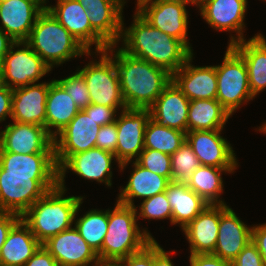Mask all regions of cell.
<instances>
[{"mask_svg": "<svg viewBox=\"0 0 266 266\" xmlns=\"http://www.w3.org/2000/svg\"><path fill=\"white\" fill-rule=\"evenodd\" d=\"M96 147L115 154L117 147V126L112 122L100 127Z\"/></svg>", "mask_w": 266, "mask_h": 266, "instance_id": "40", "label": "cell"}, {"mask_svg": "<svg viewBox=\"0 0 266 266\" xmlns=\"http://www.w3.org/2000/svg\"><path fill=\"white\" fill-rule=\"evenodd\" d=\"M79 111L80 109L75 105L66 90L56 79L51 80L46 100L45 128L47 132L53 138L56 137Z\"/></svg>", "mask_w": 266, "mask_h": 266, "instance_id": "29", "label": "cell"}, {"mask_svg": "<svg viewBox=\"0 0 266 266\" xmlns=\"http://www.w3.org/2000/svg\"><path fill=\"white\" fill-rule=\"evenodd\" d=\"M140 212L137 213V218L143 219H170L172 224V209L168 201L166 192H161L151 198L143 200L141 203Z\"/></svg>", "mask_w": 266, "mask_h": 266, "instance_id": "37", "label": "cell"}, {"mask_svg": "<svg viewBox=\"0 0 266 266\" xmlns=\"http://www.w3.org/2000/svg\"><path fill=\"white\" fill-rule=\"evenodd\" d=\"M200 14L204 20L218 31H234L229 46L243 41L244 18L247 0H200Z\"/></svg>", "mask_w": 266, "mask_h": 266, "instance_id": "17", "label": "cell"}, {"mask_svg": "<svg viewBox=\"0 0 266 266\" xmlns=\"http://www.w3.org/2000/svg\"><path fill=\"white\" fill-rule=\"evenodd\" d=\"M115 155L100 148H91L87 151L71 155L59 169V184H64L66 171L71 170L78 176L112 185V161Z\"/></svg>", "mask_w": 266, "mask_h": 266, "instance_id": "18", "label": "cell"}, {"mask_svg": "<svg viewBox=\"0 0 266 266\" xmlns=\"http://www.w3.org/2000/svg\"><path fill=\"white\" fill-rule=\"evenodd\" d=\"M186 141V132L164 127L149 119L145 128L144 148L172 155Z\"/></svg>", "mask_w": 266, "mask_h": 266, "instance_id": "34", "label": "cell"}, {"mask_svg": "<svg viewBox=\"0 0 266 266\" xmlns=\"http://www.w3.org/2000/svg\"><path fill=\"white\" fill-rule=\"evenodd\" d=\"M3 86H5V84H4V80H3L2 66L0 63V88H2Z\"/></svg>", "mask_w": 266, "mask_h": 266, "instance_id": "52", "label": "cell"}, {"mask_svg": "<svg viewBox=\"0 0 266 266\" xmlns=\"http://www.w3.org/2000/svg\"><path fill=\"white\" fill-rule=\"evenodd\" d=\"M88 12L91 27L109 44L121 39L123 7L120 0H77Z\"/></svg>", "mask_w": 266, "mask_h": 266, "instance_id": "22", "label": "cell"}, {"mask_svg": "<svg viewBox=\"0 0 266 266\" xmlns=\"http://www.w3.org/2000/svg\"><path fill=\"white\" fill-rule=\"evenodd\" d=\"M0 169L6 174L59 175L55 153L0 152Z\"/></svg>", "mask_w": 266, "mask_h": 266, "instance_id": "30", "label": "cell"}, {"mask_svg": "<svg viewBox=\"0 0 266 266\" xmlns=\"http://www.w3.org/2000/svg\"><path fill=\"white\" fill-rule=\"evenodd\" d=\"M39 3H41L44 7H46L45 4H47L46 0H37Z\"/></svg>", "mask_w": 266, "mask_h": 266, "instance_id": "55", "label": "cell"}, {"mask_svg": "<svg viewBox=\"0 0 266 266\" xmlns=\"http://www.w3.org/2000/svg\"><path fill=\"white\" fill-rule=\"evenodd\" d=\"M189 257L190 266H232L231 262L225 261L212 253L194 254Z\"/></svg>", "mask_w": 266, "mask_h": 266, "instance_id": "44", "label": "cell"}, {"mask_svg": "<svg viewBox=\"0 0 266 266\" xmlns=\"http://www.w3.org/2000/svg\"><path fill=\"white\" fill-rule=\"evenodd\" d=\"M25 42L52 69L71 58L91 55L59 21L45 8L37 17Z\"/></svg>", "mask_w": 266, "mask_h": 266, "instance_id": "5", "label": "cell"}, {"mask_svg": "<svg viewBox=\"0 0 266 266\" xmlns=\"http://www.w3.org/2000/svg\"><path fill=\"white\" fill-rule=\"evenodd\" d=\"M88 51H104L110 45L91 27L87 10L77 0H57L45 7Z\"/></svg>", "mask_w": 266, "mask_h": 266, "instance_id": "14", "label": "cell"}, {"mask_svg": "<svg viewBox=\"0 0 266 266\" xmlns=\"http://www.w3.org/2000/svg\"><path fill=\"white\" fill-rule=\"evenodd\" d=\"M65 192V185L59 184L21 216L41 244L74 224L83 196L64 197Z\"/></svg>", "mask_w": 266, "mask_h": 266, "instance_id": "3", "label": "cell"}, {"mask_svg": "<svg viewBox=\"0 0 266 266\" xmlns=\"http://www.w3.org/2000/svg\"><path fill=\"white\" fill-rule=\"evenodd\" d=\"M74 222L81 237L98 254L107 233L108 210L91 209Z\"/></svg>", "mask_w": 266, "mask_h": 266, "instance_id": "35", "label": "cell"}, {"mask_svg": "<svg viewBox=\"0 0 266 266\" xmlns=\"http://www.w3.org/2000/svg\"><path fill=\"white\" fill-rule=\"evenodd\" d=\"M236 168L200 165L185 181L187 186L208 204H226L218 199L223 193L222 172L233 173Z\"/></svg>", "mask_w": 266, "mask_h": 266, "instance_id": "33", "label": "cell"}, {"mask_svg": "<svg viewBox=\"0 0 266 266\" xmlns=\"http://www.w3.org/2000/svg\"><path fill=\"white\" fill-rule=\"evenodd\" d=\"M149 119V109L126 108L115 120L117 147L114 155L121 170L144 150L145 128Z\"/></svg>", "mask_w": 266, "mask_h": 266, "instance_id": "10", "label": "cell"}, {"mask_svg": "<svg viewBox=\"0 0 266 266\" xmlns=\"http://www.w3.org/2000/svg\"><path fill=\"white\" fill-rule=\"evenodd\" d=\"M114 46L113 60L127 108L148 109L171 83L172 74Z\"/></svg>", "mask_w": 266, "mask_h": 266, "instance_id": "2", "label": "cell"}, {"mask_svg": "<svg viewBox=\"0 0 266 266\" xmlns=\"http://www.w3.org/2000/svg\"><path fill=\"white\" fill-rule=\"evenodd\" d=\"M113 45L104 51H96L101 54L100 60L90 61L84 68H78L87 85L91 104L106 107L127 108L119 83V76L113 60ZM110 53V54H109Z\"/></svg>", "mask_w": 266, "mask_h": 266, "instance_id": "7", "label": "cell"}, {"mask_svg": "<svg viewBox=\"0 0 266 266\" xmlns=\"http://www.w3.org/2000/svg\"><path fill=\"white\" fill-rule=\"evenodd\" d=\"M119 108L106 107L98 104H89L83 110L91 116L100 126L115 122Z\"/></svg>", "mask_w": 266, "mask_h": 266, "instance_id": "42", "label": "cell"}, {"mask_svg": "<svg viewBox=\"0 0 266 266\" xmlns=\"http://www.w3.org/2000/svg\"><path fill=\"white\" fill-rule=\"evenodd\" d=\"M252 227H248L227 204H220L218 238L212 254L232 262L251 241Z\"/></svg>", "mask_w": 266, "mask_h": 266, "instance_id": "19", "label": "cell"}, {"mask_svg": "<svg viewBox=\"0 0 266 266\" xmlns=\"http://www.w3.org/2000/svg\"><path fill=\"white\" fill-rule=\"evenodd\" d=\"M186 5L179 1L139 0L136 10L153 27L182 41L192 51L187 39Z\"/></svg>", "mask_w": 266, "mask_h": 266, "instance_id": "11", "label": "cell"}, {"mask_svg": "<svg viewBox=\"0 0 266 266\" xmlns=\"http://www.w3.org/2000/svg\"><path fill=\"white\" fill-rule=\"evenodd\" d=\"M134 169L131 172L127 185L121 188L118 195V202L127 206L136 207L134 198L145 200L152 196L166 191L170 181L161 175H158L141 165L132 161Z\"/></svg>", "mask_w": 266, "mask_h": 266, "instance_id": "28", "label": "cell"}, {"mask_svg": "<svg viewBox=\"0 0 266 266\" xmlns=\"http://www.w3.org/2000/svg\"><path fill=\"white\" fill-rule=\"evenodd\" d=\"M200 166L197 156L187 141L171 155V181L185 182Z\"/></svg>", "mask_w": 266, "mask_h": 266, "instance_id": "36", "label": "cell"}, {"mask_svg": "<svg viewBox=\"0 0 266 266\" xmlns=\"http://www.w3.org/2000/svg\"><path fill=\"white\" fill-rule=\"evenodd\" d=\"M44 9L37 0H0V28L14 41H25Z\"/></svg>", "mask_w": 266, "mask_h": 266, "instance_id": "20", "label": "cell"}, {"mask_svg": "<svg viewBox=\"0 0 266 266\" xmlns=\"http://www.w3.org/2000/svg\"><path fill=\"white\" fill-rule=\"evenodd\" d=\"M251 240L258 248L264 266H266V224L255 225L252 227Z\"/></svg>", "mask_w": 266, "mask_h": 266, "instance_id": "46", "label": "cell"}, {"mask_svg": "<svg viewBox=\"0 0 266 266\" xmlns=\"http://www.w3.org/2000/svg\"><path fill=\"white\" fill-rule=\"evenodd\" d=\"M55 258L58 266H96L100 264L97 253L73 227L50 237L42 244Z\"/></svg>", "mask_w": 266, "mask_h": 266, "instance_id": "16", "label": "cell"}, {"mask_svg": "<svg viewBox=\"0 0 266 266\" xmlns=\"http://www.w3.org/2000/svg\"><path fill=\"white\" fill-rule=\"evenodd\" d=\"M169 253L165 251L158 242L153 240V266H174Z\"/></svg>", "mask_w": 266, "mask_h": 266, "instance_id": "49", "label": "cell"}, {"mask_svg": "<svg viewBox=\"0 0 266 266\" xmlns=\"http://www.w3.org/2000/svg\"><path fill=\"white\" fill-rule=\"evenodd\" d=\"M128 29L122 21L121 49L140 59L167 70L178 71L193 54L182 41L153 27L137 11ZM125 29V30H124Z\"/></svg>", "mask_w": 266, "mask_h": 266, "instance_id": "1", "label": "cell"}, {"mask_svg": "<svg viewBox=\"0 0 266 266\" xmlns=\"http://www.w3.org/2000/svg\"><path fill=\"white\" fill-rule=\"evenodd\" d=\"M96 266H117V264H109V263H100Z\"/></svg>", "mask_w": 266, "mask_h": 266, "instance_id": "54", "label": "cell"}, {"mask_svg": "<svg viewBox=\"0 0 266 266\" xmlns=\"http://www.w3.org/2000/svg\"><path fill=\"white\" fill-rule=\"evenodd\" d=\"M100 127L84 110H80L54 137L55 160L58 168L71 155L95 148Z\"/></svg>", "mask_w": 266, "mask_h": 266, "instance_id": "12", "label": "cell"}, {"mask_svg": "<svg viewBox=\"0 0 266 266\" xmlns=\"http://www.w3.org/2000/svg\"><path fill=\"white\" fill-rule=\"evenodd\" d=\"M137 221L136 207L117 201L113 210L108 209L107 233L97 254L101 263L117 264L154 240L147 230H140Z\"/></svg>", "mask_w": 266, "mask_h": 266, "instance_id": "4", "label": "cell"}, {"mask_svg": "<svg viewBox=\"0 0 266 266\" xmlns=\"http://www.w3.org/2000/svg\"><path fill=\"white\" fill-rule=\"evenodd\" d=\"M42 244L20 218L10 229L0 253V263L23 266Z\"/></svg>", "mask_w": 266, "mask_h": 266, "instance_id": "27", "label": "cell"}, {"mask_svg": "<svg viewBox=\"0 0 266 266\" xmlns=\"http://www.w3.org/2000/svg\"><path fill=\"white\" fill-rule=\"evenodd\" d=\"M0 152L55 153L54 138L41 125L13 121L0 131Z\"/></svg>", "mask_w": 266, "mask_h": 266, "instance_id": "13", "label": "cell"}, {"mask_svg": "<svg viewBox=\"0 0 266 266\" xmlns=\"http://www.w3.org/2000/svg\"><path fill=\"white\" fill-rule=\"evenodd\" d=\"M215 71L216 99L231 116L244 102L255 98L249 88L244 59L231 46L228 45L223 62L215 66Z\"/></svg>", "mask_w": 266, "mask_h": 266, "instance_id": "8", "label": "cell"}, {"mask_svg": "<svg viewBox=\"0 0 266 266\" xmlns=\"http://www.w3.org/2000/svg\"><path fill=\"white\" fill-rule=\"evenodd\" d=\"M259 131H261V132H263V133L266 134V122H265L264 125H262V126L259 127Z\"/></svg>", "mask_w": 266, "mask_h": 266, "instance_id": "53", "label": "cell"}, {"mask_svg": "<svg viewBox=\"0 0 266 266\" xmlns=\"http://www.w3.org/2000/svg\"><path fill=\"white\" fill-rule=\"evenodd\" d=\"M159 1H179V2H183V3H186V4H194L197 6H199V3H200V0H159Z\"/></svg>", "mask_w": 266, "mask_h": 266, "instance_id": "51", "label": "cell"}, {"mask_svg": "<svg viewBox=\"0 0 266 266\" xmlns=\"http://www.w3.org/2000/svg\"><path fill=\"white\" fill-rule=\"evenodd\" d=\"M193 54L172 75V81L191 100L216 99L217 76L215 66H194Z\"/></svg>", "mask_w": 266, "mask_h": 266, "instance_id": "24", "label": "cell"}, {"mask_svg": "<svg viewBox=\"0 0 266 266\" xmlns=\"http://www.w3.org/2000/svg\"><path fill=\"white\" fill-rule=\"evenodd\" d=\"M135 161L142 167L166 177L171 182V155L144 148Z\"/></svg>", "mask_w": 266, "mask_h": 266, "instance_id": "38", "label": "cell"}, {"mask_svg": "<svg viewBox=\"0 0 266 266\" xmlns=\"http://www.w3.org/2000/svg\"><path fill=\"white\" fill-rule=\"evenodd\" d=\"M23 266H58L55 258L41 245Z\"/></svg>", "mask_w": 266, "mask_h": 266, "instance_id": "45", "label": "cell"}, {"mask_svg": "<svg viewBox=\"0 0 266 266\" xmlns=\"http://www.w3.org/2000/svg\"><path fill=\"white\" fill-rule=\"evenodd\" d=\"M165 192L172 209V225L179 224L181 229L209 205L185 182L171 181Z\"/></svg>", "mask_w": 266, "mask_h": 266, "instance_id": "31", "label": "cell"}, {"mask_svg": "<svg viewBox=\"0 0 266 266\" xmlns=\"http://www.w3.org/2000/svg\"><path fill=\"white\" fill-rule=\"evenodd\" d=\"M15 41L0 28V62Z\"/></svg>", "mask_w": 266, "mask_h": 266, "instance_id": "50", "label": "cell"}, {"mask_svg": "<svg viewBox=\"0 0 266 266\" xmlns=\"http://www.w3.org/2000/svg\"><path fill=\"white\" fill-rule=\"evenodd\" d=\"M59 185V175L6 174L0 169V211L20 217L48 191Z\"/></svg>", "mask_w": 266, "mask_h": 266, "instance_id": "6", "label": "cell"}, {"mask_svg": "<svg viewBox=\"0 0 266 266\" xmlns=\"http://www.w3.org/2000/svg\"><path fill=\"white\" fill-rule=\"evenodd\" d=\"M232 266H264L261 254L251 241L243 248L238 256L231 262Z\"/></svg>", "mask_w": 266, "mask_h": 266, "instance_id": "41", "label": "cell"}, {"mask_svg": "<svg viewBox=\"0 0 266 266\" xmlns=\"http://www.w3.org/2000/svg\"><path fill=\"white\" fill-rule=\"evenodd\" d=\"M49 86L42 82L13 89L11 120L45 127Z\"/></svg>", "mask_w": 266, "mask_h": 266, "instance_id": "21", "label": "cell"}, {"mask_svg": "<svg viewBox=\"0 0 266 266\" xmlns=\"http://www.w3.org/2000/svg\"><path fill=\"white\" fill-rule=\"evenodd\" d=\"M56 81L66 90L80 110H83L91 104L84 77L78 70L71 76Z\"/></svg>", "mask_w": 266, "mask_h": 266, "instance_id": "39", "label": "cell"}, {"mask_svg": "<svg viewBox=\"0 0 266 266\" xmlns=\"http://www.w3.org/2000/svg\"><path fill=\"white\" fill-rule=\"evenodd\" d=\"M117 266H153V241L143 250L120 260Z\"/></svg>", "mask_w": 266, "mask_h": 266, "instance_id": "43", "label": "cell"}, {"mask_svg": "<svg viewBox=\"0 0 266 266\" xmlns=\"http://www.w3.org/2000/svg\"><path fill=\"white\" fill-rule=\"evenodd\" d=\"M189 103L187 96L171 81L148 108L150 118L161 126L187 132Z\"/></svg>", "mask_w": 266, "mask_h": 266, "instance_id": "23", "label": "cell"}, {"mask_svg": "<svg viewBox=\"0 0 266 266\" xmlns=\"http://www.w3.org/2000/svg\"><path fill=\"white\" fill-rule=\"evenodd\" d=\"M13 89L8 86L0 88V122L5 121L7 116L11 118Z\"/></svg>", "mask_w": 266, "mask_h": 266, "instance_id": "48", "label": "cell"}, {"mask_svg": "<svg viewBox=\"0 0 266 266\" xmlns=\"http://www.w3.org/2000/svg\"><path fill=\"white\" fill-rule=\"evenodd\" d=\"M219 130L187 131L186 141L190 144L200 165L217 168H236V155L227 139Z\"/></svg>", "mask_w": 266, "mask_h": 266, "instance_id": "15", "label": "cell"}, {"mask_svg": "<svg viewBox=\"0 0 266 266\" xmlns=\"http://www.w3.org/2000/svg\"><path fill=\"white\" fill-rule=\"evenodd\" d=\"M230 116L217 99L191 100L187 131L223 129Z\"/></svg>", "mask_w": 266, "mask_h": 266, "instance_id": "32", "label": "cell"}, {"mask_svg": "<svg viewBox=\"0 0 266 266\" xmlns=\"http://www.w3.org/2000/svg\"><path fill=\"white\" fill-rule=\"evenodd\" d=\"M243 59L248 71L249 88L254 97L266 88V39L258 33L231 46Z\"/></svg>", "mask_w": 266, "mask_h": 266, "instance_id": "26", "label": "cell"}, {"mask_svg": "<svg viewBox=\"0 0 266 266\" xmlns=\"http://www.w3.org/2000/svg\"><path fill=\"white\" fill-rule=\"evenodd\" d=\"M219 221L220 204H209L182 229L190 244V255L214 252Z\"/></svg>", "mask_w": 266, "mask_h": 266, "instance_id": "25", "label": "cell"}, {"mask_svg": "<svg viewBox=\"0 0 266 266\" xmlns=\"http://www.w3.org/2000/svg\"><path fill=\"white\" fill-rule=\"evenodd\" d=\"M0 63L4 84L11 89L38 82L52 70L25 41H15Z\"/></svg>", "mask_w": 266, "mask_h": 266, "instance_id": "9", "label": "cell"}, {"mask_svg": "<svg viewBox=\"0 0 266 266\" xmlns=\"http://www.w3.org/2000/svg\"><path fill=\"white\" fill-rule=\"evenodd\" d=\"M20 218L17 214L0 211V253L10 229Z\"/></svg>", "mask_w": 266, "mask_h": 266, "instance_id": "47", "label": "cell"}]
</instances>
